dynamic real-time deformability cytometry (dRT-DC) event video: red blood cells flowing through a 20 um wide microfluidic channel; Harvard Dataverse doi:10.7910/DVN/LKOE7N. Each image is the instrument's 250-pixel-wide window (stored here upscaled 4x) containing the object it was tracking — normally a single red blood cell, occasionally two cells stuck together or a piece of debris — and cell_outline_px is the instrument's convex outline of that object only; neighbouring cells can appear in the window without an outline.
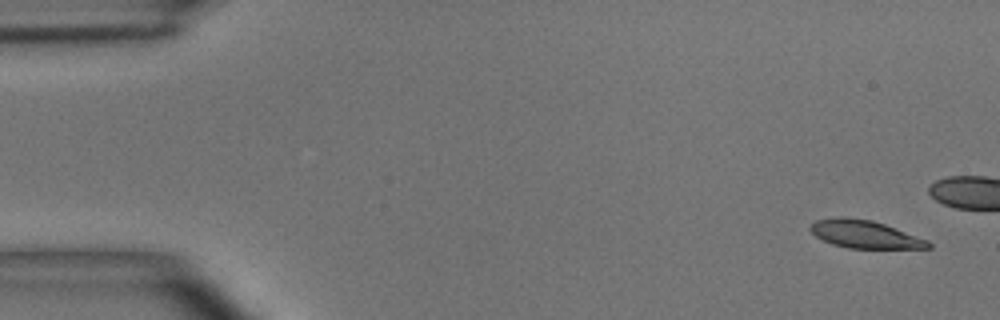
{"species": "common noctule bat (a hibernating species)", "species_latin": "Nyctalus noctula", "temperature_condition": "room temperature", "stored_images_in_passage": 4, "camera_frame_rate_fps": 3000, "um_per_image_px": 0.085, "animal": {"sex": "male", "body_mass_g": 15.6}, "frame": {"image": 1, "passage_image": 1, "time_ms": 0.0, "image_size_px": [1000, 320], "cell_outline_px": [[932, 248], [848, 248], [832, 244], [816, 236], [808, 228], [816, 220], [836, 216], [844, 216], [872, 220], [896, 228], [928, 240], [932, 244]], "centroid_in_image_um": [73.5, 19.9], "position_along_channel_um": 11.5, "area_um2": 19.13}}